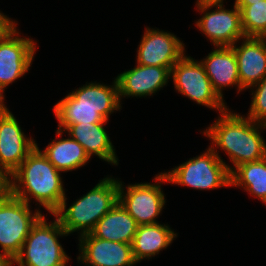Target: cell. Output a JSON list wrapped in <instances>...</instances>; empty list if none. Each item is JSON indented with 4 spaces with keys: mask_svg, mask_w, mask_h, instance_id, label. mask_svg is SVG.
<instances>
[{
    "mask_svg": "<svg viewBox=\"0 0 266 266\" xmlns=\"http://www.w3.org/2000/svg\"><path fill=\"white\" fill-rule=\"evenodd\" d=\"M261 0H235L234 4L236 6H248L254 3H257Z\"/></svg>",
    "mask_w": 266,
    "mask_h": 266,
    "instance_id": "f1b7e54d",
    "label": "cell"
},
{
    "mask_svg": "<svg viewBox=\"0 0 266 266\" xmlns=\"http://www.w3.org/2000/svg\"><path fill=\"white\" fill-rule=\"evenodd\" d=\"M200 62L211 81L213 90L224 100L223 90L227 87L237 88V94L244 90L240 86L238 63L232 46H218Z\"/></svg>",
    "mask_w": 266,
    "mask_h": 266,
    "instance_id": "2e32d148",
    "label": "cell"
},
{
    "mask_svg": "<svg viewBox=\"0 0 266 266\" xmlns=\"http://www.w3.org/2000/svg\"><path fill=\"white\" fill-rule=\"evenodd\" d=\"M77 263L85 266H134L131 244L108 241L90 233L79 236Z\"/></svg>",
    "mask_w": 266,
    "mask_h": 266,
    "instance_id": "4fadbf2b",
    "label": "cell"
},
{
    "mask_svg": "<svg viewBox=\"0 0 266 266\" xmlns=\"http://www.w3.org/2000/svg\"><path fill=\"white\" fill-rule=\"evenodd\" d=\"M138 223L117 202L94 226L90 234L99 239L132 244Z\"/></svg>",
    "mask_w": 266,
    "mask_h": 266,
    "instance_id": "ffe728a7",
    "label": "cell"
},
{
    "mask_svg": "<svg viewBox=\"0 0 266 266\" xmlns=\"http://www.w3.org/2000/svg\"><path fill=\"white\" fill-rule=\"evenodd\" d=\"M171 77L167 67L145 66L136 63L134 68L124 71L115 78L118 85L120 101L128 97L153 96L164 86Z\"/></svg>",
    "mask_w": 266,
    "mask_h": 266,
    "instance_id": "5bb4252c",
    "label": "cell"
},
{
    "mask_svg": "<svg viewBox=\"0 0 266 266\" xmlns=\"http://www.w3.org/2000/svg\"><path fill=\"white\" fill-rule=\"evenodd\" d=\"M61 175L36 144L12 174V195L29 205L34 199L53 215L66 196Z\"/></svg>",
    "mask_w": 266,
    "mask_h": 266,
    "instance_id": "7a4b0ae2",
    "label": "cell"
},
{
    "mask_svg": "<svg viewBox=\"0 0 266 266\" xmlns=\"http://www.w3.org/2000/svg\"><path fill=\"white\" fill-rule=\"evenodd\" d=\"M17 26L0 39V87L5 89L30 69L37 50L33 38L21 37Z\"/></svg>",
    "mask_w": 266,
    "mask_h": 266,
    "instance_id": "30bf717a",
    "label": "cell"
},
{
    "mask_svg": "<svg viewBox=\"0 0 266 266\" xmlns=\"http://www.w3.org/2000/svg\"><path fill=\"white\" fill-rule=\"evenodd\" d=\"M4 91L2 90V88L0 87V110H4L7 109V105L5 104L4 100H5V96H4Z\"/></svg>",
    "mask_w": 266,
    "mask_h": 266,
    "instance_id": "f546056e",
    "label": "cell"
},
{
    "mask_svg": "<svg viewBox=\"0 0 266 266\" xmlns=\"http://www.w3.org/2000/svg\"><path fill=\"white\" fill-rule=\"evenodd\" d=\"M175 91L188 97L198 105L211 108L218 113L228 109L225 100H222L213 90L211 81L207 76L203 64L184 55L171 68V77Z\"/></svg>",
    "mask_w": 266,
    "mask_h": 266,
    "instance_id": "8992f818",
    "label": "cell"
},
{
    "mask_svg": "<svg viewBox=\"0 0 266 266\" xmlns=\"http://www.w3.org/2000/svg\"><path fill=\"white\" fill-rule=\"evenodd\" d=\"M213 7L215 9L211 10ZM196 10L202 14L195 20L201 33L211 41L214 47L232 46L245 37L241 24V14L234 4L233 9H226L223 3L196 2Z\"/></svg>",
    "mask_w": 266,
    "mask_h": 266,
    "instance_id": "9c48e42d",
    "label": "cell"
},
{
    "mask_svg": "<svg viewBox=\"0 0 266 266\" xmlns=\"http://www.w3.org/2000/svg\"><path fill=\"white\" fill-rule=\"evenodd\" d=\"M76 106L94 107L107 121L122 109L116 79L112 85L90 82L66 95ZM116 110V111H115Z\"/></svg>",
    "mask_w": 266,
    "mask_h": 266,
    "instance_id": "ac0fdd59",
    "label": "cell"
},
{
    "mask_svg": "<svg viewBox=\"0 0 266 266\" xmlns=\"http://www.w3.org/2000/svg\"><path fill=\"white\" fill-rule=\"evenodd\" d=\"M36 141L25 135L13 113L0 110V167L11 175L36 147Z\"/></svg>",
    "mask_w": 266,
    "mask_h": 266,
    "instance_id": "7c38bea8",
    "label": "cell"
},
{
    "mask_svg": "<svg viewBox=\"0 0 266 266\" xmlns=\"http://www.w3.org/2000/svg\"><path fill=\"white\" fill-rule=\"evenodd\" d=\"M31 207L13 195L0 201V247L12 261L20 253L31 227L42 215L40 208L33 211Z\"/></svg>",
    "mask_w": 266,
    "mask_h": 266,
    "instance_id": "ba28073f",
    "label": "cell"
},
{
    "mask_svg": "<svg viewBox=\"0 0 266 266\" xmlns=\"http://www.w3.org/2000/svg\"><path fill=\"white\" fill-rule=\"evenodd\" d=\"M119 180L107 176L67 208V196L54 213L68 235L90 233L96 223L118 202ZM79 231V232H78Z\"/></svg>",
    "mask_w": 266,
    "mask_h": 266,
    "instance_id": "3957f363",
    "label": "cell"
},
{
    "mask_svg": "<svg viewBox=\"0 0 266 266\" xmlns=\"http://www.w3.org/2000/svg\"><path fill=\"white\" fill-rule=\"evenodd\" d=\"M153 180L155 183L141 182L125 187L119 179L118 202L138 225L159 223L157 219L166 204L165 194L161 188L163 183H168L166 175L161 172L156 174Z\"/></svg>",
    "mask_w": 266,
    "mask_h": 266,
    "instance_id": "52a82bcc",
    "label": "cell"
},
{
    "mask_svg": "<svg viewBox=\"0 0 266 266\" xmlns=\"http://www.w3.org/2000/svg\"><path fill=\"white\" fill-rule=\"evenodd\" d=\"M249 89L252 100L246 117L256 123L266 124V76Z\"/></svg>",
    "mask_w": 266,
    "mask_h": 266,
    "instance_id": "d4e9b609",
    "label": "cell"
},
{
    "mask_svg": "<svg viewBox=\"0 0 266 266\" xmlns=\"http://www.w3.org/2000/svg\"><path fill=\"white\" fill-rule=\"evenodd\" d=\"M208 126L202 133L211 141V149H221L228 155L233 164L229 166L230 173L241 164L266 157V142L261 135L266 124L256 123L228 108Z\"/></svg>",
    "mask_w": 266,
    "mask_h": 266,
    "instance_id": "6da1fadb",
    "label": "cell"
},
{
    "mask_svg": "<svg viewBox=\"0 0 266 266\" xmlns=\"http://www.w3.org/2000/svg\"><path fill=\"white\" fill-rule=\"evenodd\" d=\"M0 266H13V261L0 251Z\"/></svg>",
    "mask_w": 266,
    "mask_h": 266,
    "instance_id": "83f0119b",
    "label": "cell"
},
{
    "mask_svg": "<svg viewBox=\"0 0 266 266\" xmlns=\"http://www.w3.org/2000/svg\"><path fill=\"white\" fill-rule=\"evenodd\" d=\"M229 166L219 155L218 150H213L208 146L202 154L163 173L168 183L206 191L231 187Z\"/></svg>",
    "mask_w": 266,
    "mask_h": 266,
    "instance_id": "5b68a950",
    "label": "cell"
},
{
    "mask_svg": "<svg viewBox=\"0 0 266 266\" xmlns=\"http://www.w3.org/2000/svg\"><path fill=\"white\" fill-rule=\"evenodd\" d=\"M232 48L237 58L240 86L247 90L266 76V37H244Z\"/></svg>",
    "mask_w": 266,
    "mask_h": 266,
    "instance_id": "9a60e30c",
    "label": "cell"
},
{
    "mask_svg": "<svg viewBox=\"0 0 266 266\" xmlns=\"http://www.w3.org/2000/svg\"><path fill=\"white\" fill-rule=\"evenodd\" d=\"M53 111L61 131L79 123H108L94 107L76 106L67 96L54 105Z\"/></svg>",
    "mask_w": 266,
    "mask_h": 266,
    "instance_id": "603a6c76",
    "label": "cell"
},
{
    "mask_svg": "<svg viewBox=\"0 0 266 266\" xmlns=\"http://www.w3.org/2000/svg\"><path fill=\"white\" fill-rule=\"evenodd\" d=\"M237 7L245 37H266V0Z\"/></svg>",
    "mask_w": 266,
    "mask_h": 266,
    "instance_id": "cb8c5ba5",
    "label": "cell"
},
{
    "mask_svg": "<svg viewBox=\"0 0 266 266\" xmlns=\"http://www.w3.org/2000/svg\"><path fill=\"white\" fill-rule=\"evenodd\" d=\"M12 195V175L0 167V201Z\"/></svg>",
    "mask_w": 266,
    "mask_h": 266,
    "instance_id": "484cf974",
    "label": "cell"
},
{
    "mask_svg": "<svg viewBox=\"0 0 266 266\" xmlns=\"http://www.w3.org/2000/svg\"><path fill=\"white\" fill-rule=\"evenodd\" d=\"M0 11V39H3L18 23Z\"/></svg>",
    "mask_w": 266,
    "mask_h": 266,
    "instance_id": "4316f807",
    "label": "cell"
},
{
    "mask_svg": "<svg viewBox=\"0 0 266 266\" xmlns=\"http://www.w3.org/2000/svg\"><path fill=\"white\" fill-rule=\"evenodd\" d=\"M63 133V131L56 129L57 138L53 139L44 150H41L61 173L85 166L90 160L83 146L76 140L69 135L68 138L61 139Z\"/></svg>",
    "mask_w": 266,
    "mask_h": 266,
    "instance_id": "44dd1931",
    "label": "cell"
},
{
    "mask_svg": "<svg viewBox=\"0 0 266 266\" xmlns=\"http://www.w3.org/2000/svg\"><path fill=\"white\" fill-rule=\"evenodd\" d=\"M106 124L107 123H79L68 126L63 132H67V135L83 146L89 159H91L93 155L108 162V164L112 166H118L119 160L116 156L114 145L105 129Z\"/></svg>",
    "mask_w": 266,
    "mask_h": 266,
    "instance_id": "e0dca14e",
    "label": "cell"
},
{
    "mask_svg": "<svg viewBox=\"0 0 266 266\" xmlns=\"http://www.w3.org/2000/svg\"><path fill=\"white\" fill-rule=\"evenodd\" d=\"M177 235L168 224L139 225L131 244L135 261L140 263L155 257L160 251L167 249Z\"/></svg>",
    "mask_w": 266,
    "mask_h": 266,
    "instance_id": "d6986e66",
    "label": "cell"
},
{
    "mask_svg": "<svg viewBox=\"0 0 266 266\" xmlns=\"http://www.w3.org/2000/svg\"><path fill=\"white\" fill-rule=\"evenodd\" d=\"M230 177L231 187H241L266 204V157L237 166Z\"/></svg>",
    "mask_w": 266,
    "mask_h": 266,
    "instance_id": "7402d4cb",
    "label": "cell"
},
{
    "mask_svg": "<svg viewBox=\"0 0 266 266\" xmlns=\"http://www.w3.org/2000/svg\"><path fill=\"white\" fill-rule=\"evenodd\" d=\"M54 220L47 223L45 214L33 224L22 245L20 253L14 258L18 266H67L71 260L58 238L68 234L53 214Z\"/></svg>",
    "mask_w": 266,
    "mask_h": 266,
    "instance_id": "277c9868",
    "label": "cell"
},
{
    "mask_svg": "<svg viewBox=\"0 0 266 266\" xmlns=\"http://www.w3.org/2000/svg\"><path fill=\"white\" fill-rule=\"evenodd\" d=\"M136 63L171 68L185 55L183 41L174 33L146 27L139 42Z\"/></svg>",
    "mask_w": 266,
    "mask_h": 266,
    "instance_id": "8fae6325",
    "label": "cell"
},
{
    "mask_svg": "<svg viewBox=\"0 0 266 266\" xmlns=\"http://www.w3.org/2000/svg\"><path fill=\"white\" fill-rule=\"evenodd\" d=\"M224 0H197L199 3H223Z\"/></svg>",
    "mask_w": 266,
    "mask_h": 266,
    "instance_id": "4dcf8cb0",
    "label": "cell"
}]
</instances>
